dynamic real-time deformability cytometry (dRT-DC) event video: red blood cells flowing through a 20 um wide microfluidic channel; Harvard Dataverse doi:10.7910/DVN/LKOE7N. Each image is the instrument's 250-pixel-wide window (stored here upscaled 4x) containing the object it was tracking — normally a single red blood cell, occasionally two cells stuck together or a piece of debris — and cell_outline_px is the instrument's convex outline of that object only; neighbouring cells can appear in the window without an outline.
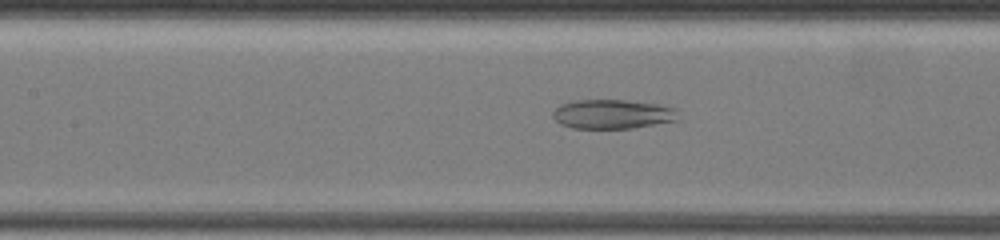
{"species": "common noctule bat (a hibernating species)", "species_latin": "Nyctalus noctula", "temperature_condition": "warm", "stored_images_in_passage": 67, "camera_frame_rate_fps": 3000, "um_per_image_px": 0.085, "animal": {"sex": "female", "body_mass_g": 19.5, "forearm_length_mm": 54.1}, "frame": {"image": 1, "passage_image": 32, "time_ms": 11.0, "image_size_px": [1000, 240], "cell_outline_px": [[676, 120], [632, 128], [572, 128], [560, 124], [552, 116], [552, 112], [560, 104], [572, 100], [624, 100], [656, 104], [676, 108]], "centroid_in_image_um": [51.99, 9.69], "position_along_channel_um": 155.4, "area_um2": 21.21}}
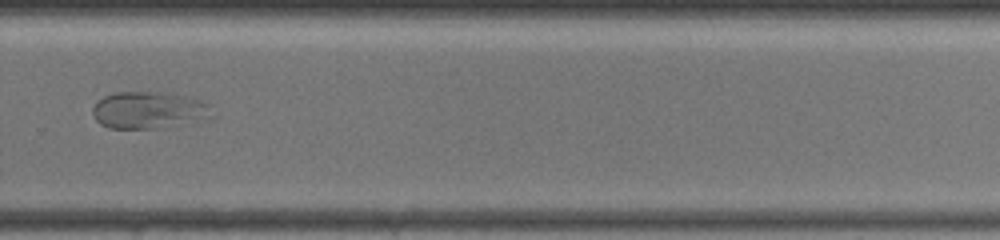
{"frame": {"image": 2, "passage_image": 41, "time_ms": 15.667, "image_size_px": [1000, 240], "cell_outline_px": [[216, 116], [156, 128], [108, 128], [100, 124], [96, 120], [92, 112], [92, 108], [96, 100], [104, 96], [116, 92], [168, 92], [188, 96], [204, 100], [212, 104]], "centroid_in_image_um": [12.68, 9.33], "position_along_channel_um": 317.1, "area_um2": 26.07}}
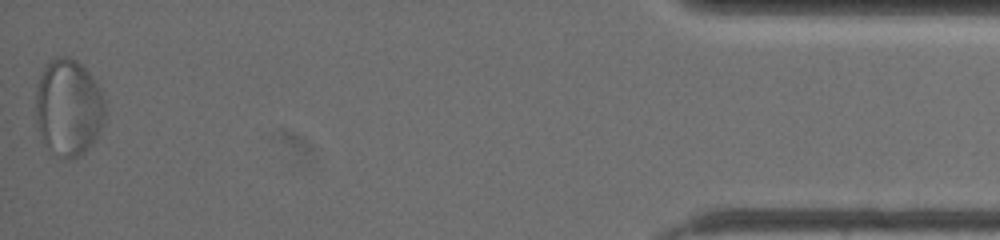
{"frame": {"image": 3, "passage_image": 67, "time_ms": 21.0, "image_size_px": [1000, 240], "cell_outline_px": [[104, 120], [96, 136], [84, 152], [80, 156], [68, 160], [60, 156], [48, 148], [44, 144], [36, 120], [36, 88], [44, 64], [56, 56], [68, 56], [76, 60], [88, 72], [100, 88], [104, 100]], "centroid_in_image_um": [5.79, 9.11], "position_along_channel_um": 429.4, "area_um2": 39.02}}